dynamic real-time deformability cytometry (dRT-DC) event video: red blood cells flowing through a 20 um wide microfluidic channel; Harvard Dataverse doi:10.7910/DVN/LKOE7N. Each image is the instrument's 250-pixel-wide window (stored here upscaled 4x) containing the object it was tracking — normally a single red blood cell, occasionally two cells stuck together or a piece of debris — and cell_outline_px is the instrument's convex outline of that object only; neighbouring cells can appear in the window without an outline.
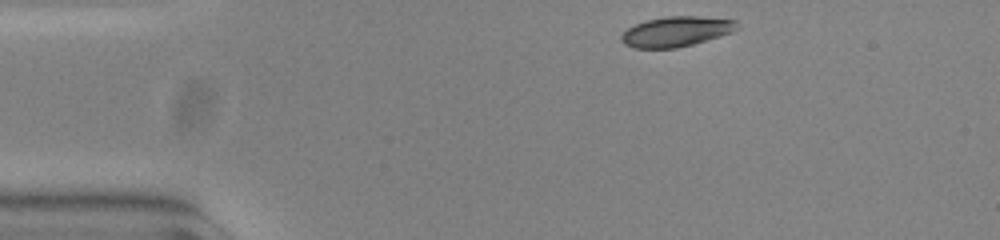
{"species": "common noctule bat (a hibernating species)", "species_latin": "Nyctalus noctula", "temperature_condition": "warm", "stored_images_in_passage": 46, "camera_frame_rate_fps": 3000, "um_per_image_px": 0.085, "animal": {"sex": "female", "body_mass_g": 23.0, "forearm_length_mm": 53.4}, "frame": {"image": 1, "passage_image": 1, "time_ms": 0.0, "image_size_px": [1000, 240], "cell_outline_px": [[740, 28], [732, 32], [720, 36], [692, 44], [676, 48], [632, 48], [624, 44], [620, 40], [620, 36], [628, 28], [636, 24], [648, 20], [668, 16], [696, 16], [736, 20], [740, 24]], "centroid_in_image_um": [57.49, 2.68], "position_along_channel_um": 27.5, "area_um2": 20.29}}
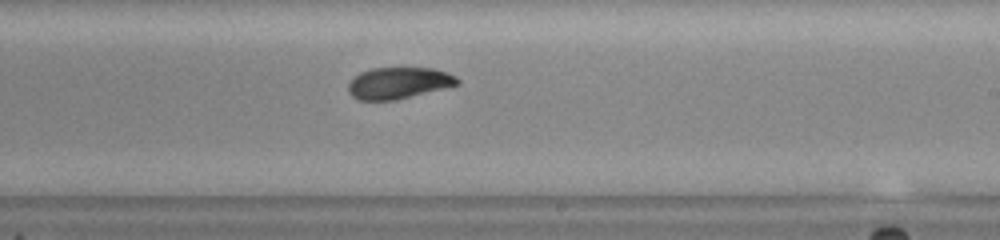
{"frame": {"image": 2, "passage_image": 24, "time_ms": 7.667, "image_size_px": [1000, 240], "cell_outline_px": [[460, 84], [396, 100], [360, 100], [352, 96], [348, 92], [348, 84], [360, 72], [372, 68], [432, 68], [448, 72], [456, 76], [460, 80]], "centroid_in_image_um": [33.9, 7.05], "position_along_channel_um": 255.1, "area_um2": 20.0}}
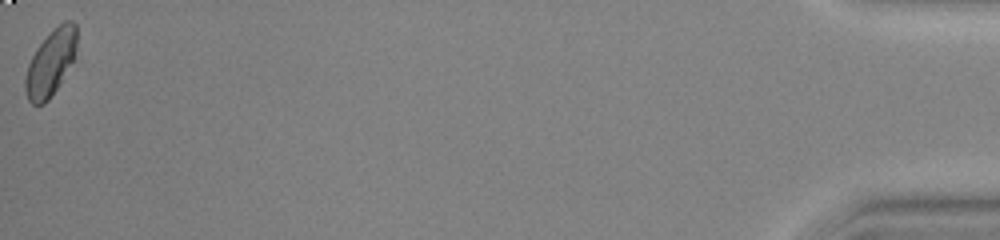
{"frame": {"image": 3, "passage_image": 46, "time_ms": 15.0, "image_size_px": [1000, 240], "cell_outline_px": [[80, 60], [48, 100], [44, 104], [32, 104], [28, 100], [24, 88], [24, 80], [28, 64], [36, 48], [64, 20], [72, 20], [76, 24]], "centroid_in_image_um": [4.42, 5.35], "position_along_channel_um": 430.8, "area_um2": 20.92}, "authors_computed_cell_mechanics": {"area_um2": 20.3167, "velocity_mm_per_s": 3.7857, "shape_relaxation_time_tau1_ms": 6.3989, "shape_relaxation_time_tau2_ms": 2.1444, "deformation_change_tau1": 0.1628, "deformation_change_tau2": 0.0413}}